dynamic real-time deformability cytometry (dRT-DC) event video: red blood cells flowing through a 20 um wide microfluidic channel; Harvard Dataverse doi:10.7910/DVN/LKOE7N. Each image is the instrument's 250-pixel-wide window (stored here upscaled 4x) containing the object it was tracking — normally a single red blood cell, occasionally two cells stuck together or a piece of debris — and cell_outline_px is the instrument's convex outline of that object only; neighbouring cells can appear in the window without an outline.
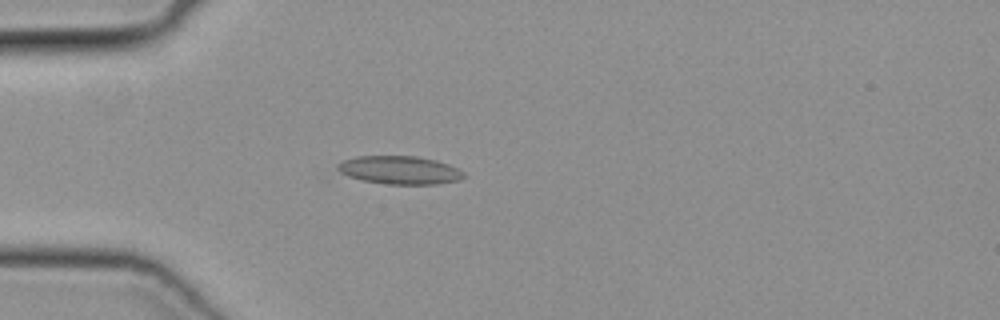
{"species": "common noctule bat (a hibernating species)", "species_latin": "Nyctalus noctula", "temperature_condition": "cold", "stored_images_in_passage": 49, "camera_frame_rate_fps": 3000, "um_per_image_px": 0.085, "animal": {"sex": "female", "body_mass_g": 19.3, "forearm_length_mm": 54.1}, "frame": {"image": 1, "passage_image": 14, "time_ms": 4.333, "image_size_px": [1000, 320], "cell_outline_px": [[468, 176], [460, 180], [436, 184], [388, 184], [360, 180], [348, 176], [340, 172], [336, 168], [336, 164], [344, 160], [356, 156], [416, 156], [436, 160], [448, 164], [464, 172]], "centroid_in_image_um": [33.97, 14.46], "position_along_channel_um": 51.0, "area_um2": 20.87}}
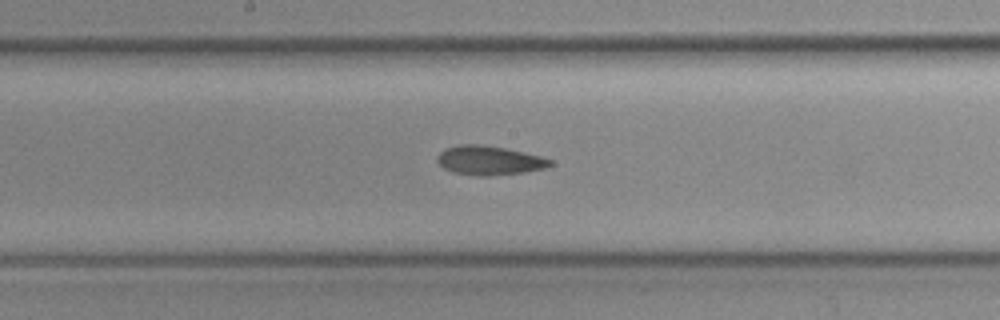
{"frame": {"image": 2, "passage_image": 26, "time_ms": 8.333, "image_size_px": [1000, 320], "cell_outline_px": [[552, 164], [548, 168], [524, 172], [488, 176], [480, 176], [452, 172], [444, 168], [436, 160], [436, 156], [444, 148], [460, 144], [476, 144], [504, 148], [524, 152], [540, 156], [552, 160]], "centroid_in_image_um": [41.57, 13.64], "position_along_channel_um": 206.6, "area_um2": 19.19}}
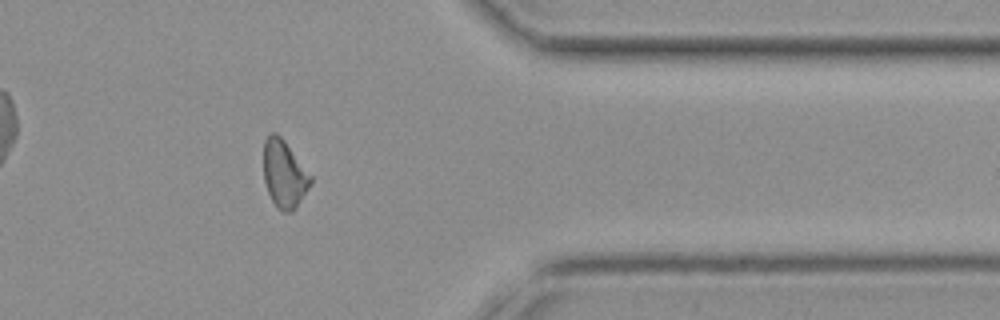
{"frame": {"image": 3, "passage_image": 40, "time_ms": 13.0, "image_size_px": [1000, 320], "cell_outline_px": [[312, 184], [296, 208], [292, 212], [284, 212], [276, 208], [268, 192], [264, 180], [264, 140], [272, 132], [276, 132], [284, 140], [312, 176]], "centroid_in_image_um": [24.17, 14.81], "position_along_channel_um": 387.2, "area_um2": 18.55}}